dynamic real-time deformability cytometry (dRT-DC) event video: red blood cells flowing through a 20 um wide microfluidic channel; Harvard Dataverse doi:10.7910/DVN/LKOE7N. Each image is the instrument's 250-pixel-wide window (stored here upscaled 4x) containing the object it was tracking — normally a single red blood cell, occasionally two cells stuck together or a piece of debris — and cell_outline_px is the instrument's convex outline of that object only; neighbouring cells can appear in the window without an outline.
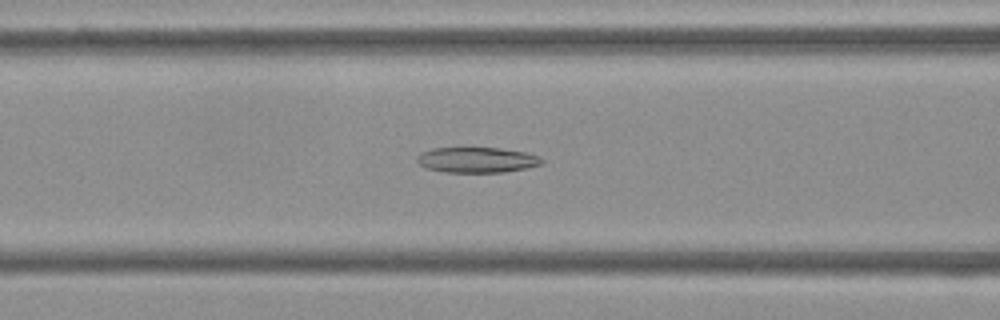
{"species": "Egyptian fruit bat (a non-hibernating species)", "species_latin": "Rousettus aegyptiacus", "temperature_condition": "cold", "stored_images_in_passage": 40, "camera_frame_rate_fps": 3000, "um_per_image_px": 0.085, "frame": {"image": 1, "passage_image": 8, "time_ms": 2.333, "image_size_px": [1000, 320], "cell_outline_px": [[544, 164], [504, 172], [444, 172], [424, 168], [416, 160], [416, 156], [420, 152], [432, 148], [500, 148], [524, 152], [540, 156], [544, 160]], "centroid_in_image_um": [40.51, 13.59], "position_along_channel_um": 126.1, "area_um2": 18.61}}
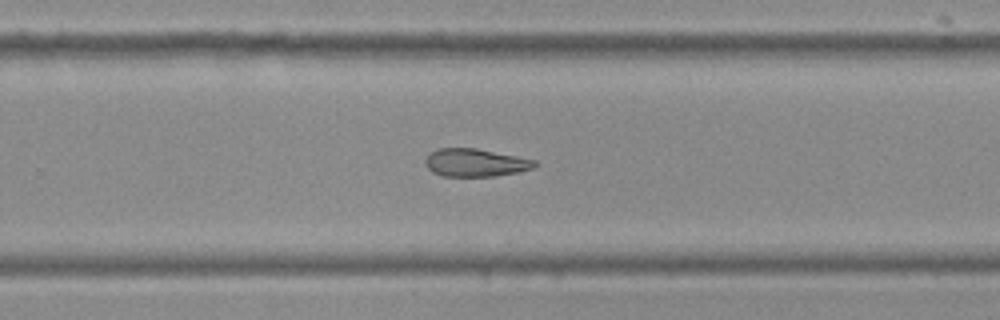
{"frame": {"image": 2, "passage_image": 21, "time_ms": 6.667, "image_size_px": [1000, 320], "cell_outline_px": [[540, 164], [532, 168], [520, 172], [496, 176], [444, 176], [432, 172], [424, 164], [424, 160], [432, 152], [440, 148], [476, 148], [536, 160]], "centroid_in_image_um": [40.43, 13.83], "position_along_channel_um": 289.4, "area_um2": 17.8}}
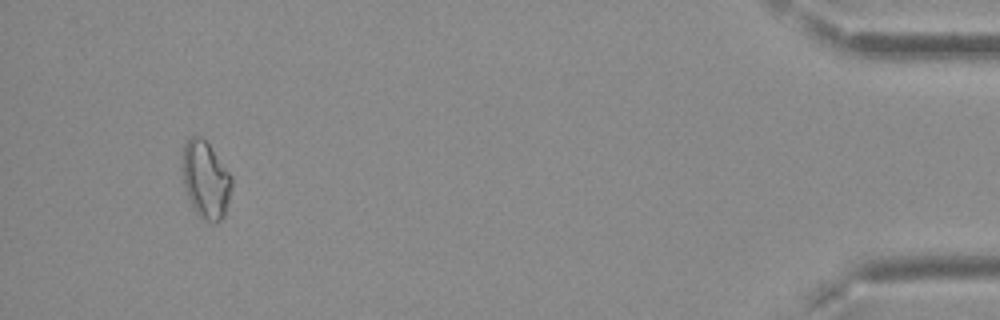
{"frame": {"image": 3, "passage_image": 37, "time_ms": 12.0, "image_size_px": [1000, 320], "cell_outline_px": [[232, 188], [224, 216], [216, 224], [200, 220], [188, 196], [184, 184], [184, 144], [188, 136], [200, 136], [208, 144], [232, 176]], "centroid_in_image_um": [17.51, 15.32], "position_along_channel_um": 417.7, "area_um2": 21.91}, "authors_computed_cell_mechanics": {"area_um2": 18.6694, "velocity_mm_per_s": 3.7681, "shape_relaxation_time_tau1_ms": null, "shape_relaxation_time_tau2_ms": 10.603, "deformation_change_tau1": null, "deformation_change_tau2": 0.2177}}